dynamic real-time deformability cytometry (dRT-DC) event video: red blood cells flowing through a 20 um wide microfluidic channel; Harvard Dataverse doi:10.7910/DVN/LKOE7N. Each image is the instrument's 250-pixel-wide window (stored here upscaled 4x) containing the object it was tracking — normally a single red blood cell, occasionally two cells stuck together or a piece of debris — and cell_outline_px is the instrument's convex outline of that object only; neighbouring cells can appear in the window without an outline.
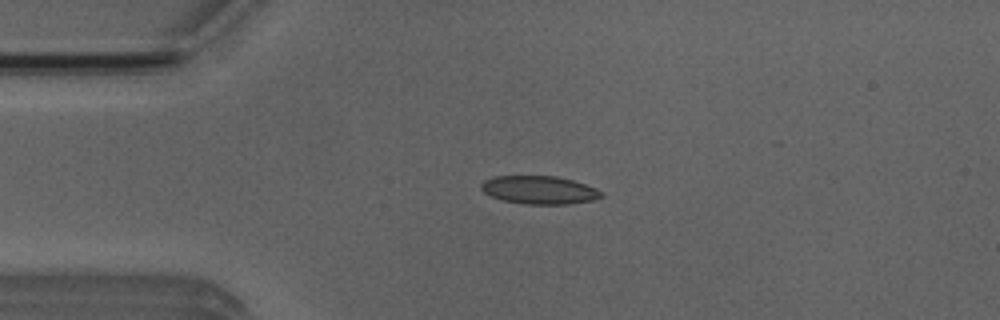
{"species": "Egyptian fruit bat (a non-hibernating species)", "species_latin": "Rousettus aegyptiacus", "temperature_condition": "room temperature", "stored_images_in_passage": 41, "camera_frame_rate_fps": 3000, "um_per_image_px": 0.085, "animal": {"sex": "male"}, "frame": {"image": 1, "passage_image": 11, "time_ms": 3.333, "image_size_px": [1000, 320], "cell_outline_px": [[604, 196], [592, 200], [568, 204], [524, 204], [504, 200], [492, 196], [484, 192], [480, 188], [480, 184], [484, 180], [492, 176], [556, 176], [572, 180], [596, 188], [604, 192]], "centroid_in_image_um": [45.84, 16.14], "position_along_channel_um": 39.2, "area_um2": 19.71}}
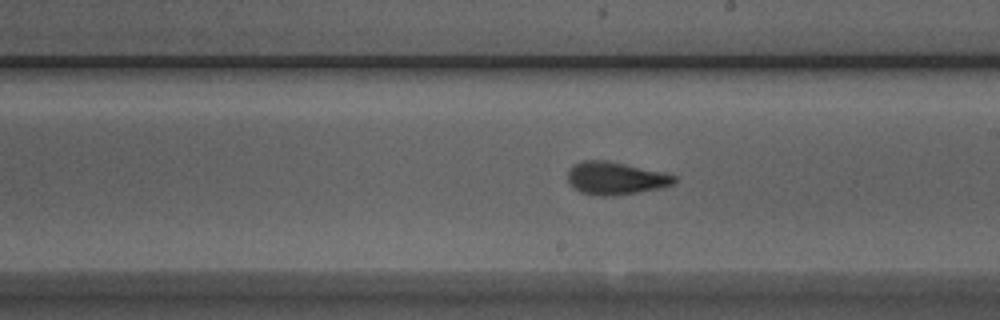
{"frame": {"image": 2, "passage_image": 28, "time_ms": 9.0, "image_size_px": [1000, 320], "cell_outline_px": [[676, 180], [672, 184], [660, 188], [616, 196], [600, 196], [580, 192], [572, 188], [568, 180], [568, 172], [576, 164], [584, 160], [604, 160], [664, 172], [676, 176]], "centroid_in_image_um": [52.31, 15.17], "position_along_channel_um": 236.7, "area_um2": 20.17}}
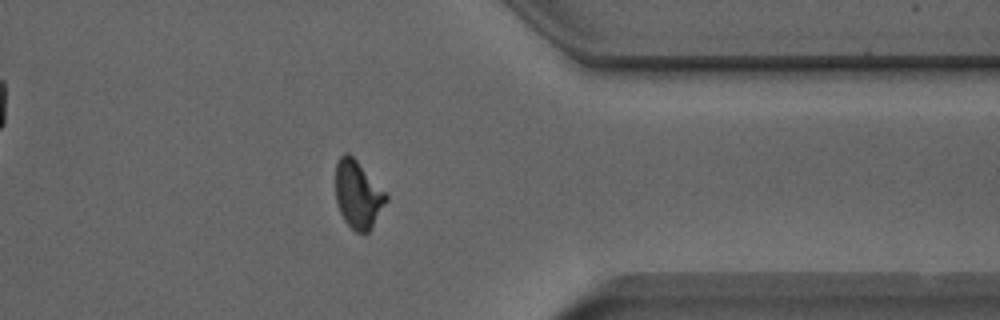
{"frame": {"image": 3, "passage_image": 40, "time_ms": 13.0, "image_size_px": [1000, 320], "cell_outline_px": [[388, 200], [372, 228], [368, 232], [356, 232], [344, 220], [340, 212], [336, 200], [336, 164], [340, 156], [344, 152], [348, 152], [388, 192]], "centroid_in_image_um": [30.46, 16.52], "position_along_channel_um": 380.9, "area_um2": 20.11}}